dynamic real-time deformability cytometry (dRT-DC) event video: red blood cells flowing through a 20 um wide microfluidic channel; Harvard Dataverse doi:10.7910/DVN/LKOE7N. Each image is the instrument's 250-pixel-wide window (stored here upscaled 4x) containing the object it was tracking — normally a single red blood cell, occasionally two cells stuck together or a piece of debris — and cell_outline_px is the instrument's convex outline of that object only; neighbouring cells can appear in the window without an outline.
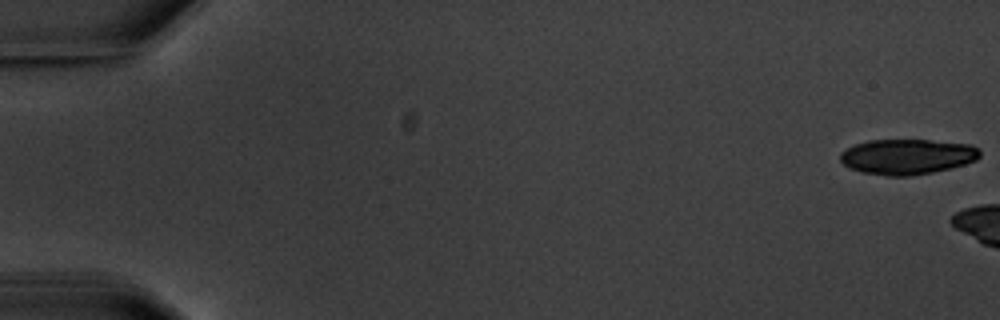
{"species": "common noctule bat (a hibernating species)", "species_latin": "Nyctalus noctula", "temperature_condition": "warm", "stored_images_in_passage": 8, "camera_frame_rate_fps": 3000, "um_per_image_px": 0.085, "animal": {"sex": "male", "body_mass_g": 20.1, "forearm_length_mm": 53.5}, "frame": {"image": 1, "passage_image": 1, "time_ms": 0.0, "image_size_px": [1000, 320], "cell_outline_px": [[980, 156], [976, 160], [952, 168], [932, 172], [908, 176], [888, 176], [864, 172], [848, 168], [840, 160], [840, 152], [856, 144], [868, 140], [928, 140], [972, 144], [980, 148]], "centroid_in_image_um": [77.14, 13.31], "position_along_channel_um": 7.9, "area_um2": 28.78}}